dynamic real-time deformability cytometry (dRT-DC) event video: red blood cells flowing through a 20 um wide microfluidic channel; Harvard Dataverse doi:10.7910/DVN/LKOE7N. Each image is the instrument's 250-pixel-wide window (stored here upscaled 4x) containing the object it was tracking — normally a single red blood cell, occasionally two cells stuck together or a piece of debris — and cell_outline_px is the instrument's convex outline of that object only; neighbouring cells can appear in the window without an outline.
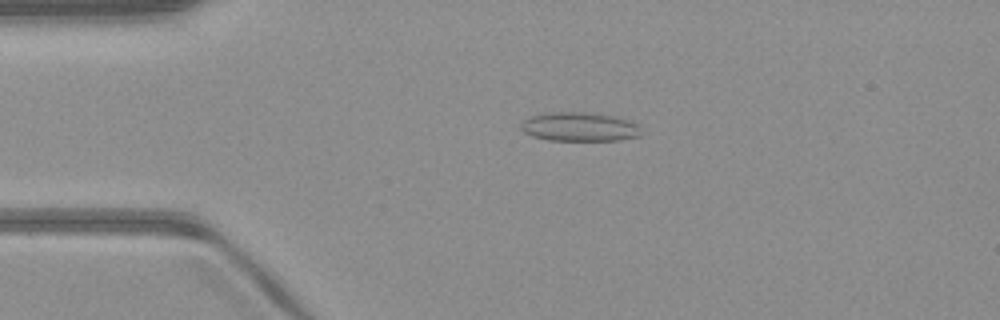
{"species": "common noctule bat (a hibernating species)", "species_latin": "Nyctalus noctula", "temperature_condition": "warm", "stored_images_in_passage": 44, "camera_frame_rate_fps": 3000, "um_per_image_px": 0.085, "animal": {"sex": "male", "body_mass_g": 23.1, "forearm_length_mm": 52.7}, "frame": {"image": 1, "passage_image": 5, "time_ms": 1.333, "image_size_px": [1000, 320], "cell_outline_px": [[644, 132], [640, 136], [620, 140], [548, 140], [532, 136], [524, 132], [520, 128], [520, 124], [528, 116], [544, 112], [588, 112], [616, 116], [628, 120], [636, 124]], "centroid_in_image_um": [49.25, 10.77], "position_along_channel_um": 35.8, "area_um2": 20.63}}
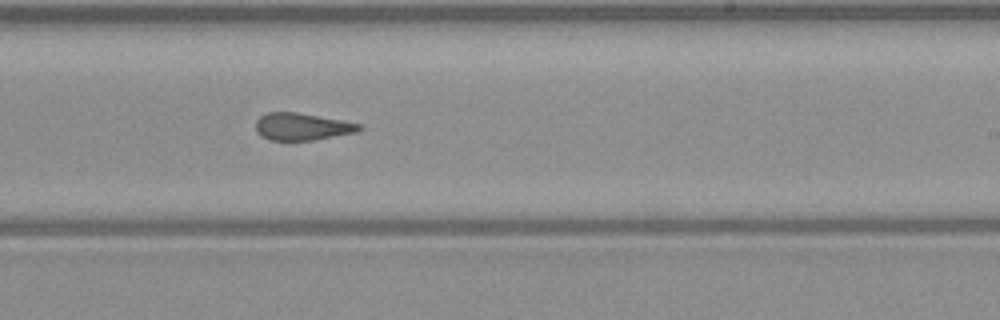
{"frame": {"image": 2, "passage_image": 24, "time_ms": 7.667, "image_size_px": [1000, 320], "cell_outline_px": [[364, 128], [356, 132], [316, 140], [268, 140], [260, 136], [256, 132], [256, 120], [260, 116], [268, 112], [296, 112], [340, 120], [360, 124]], "centroid_in_image_um": [25.64, 10.77], "position_along_channel_um": 263.4, "area_um2": 16.42}}
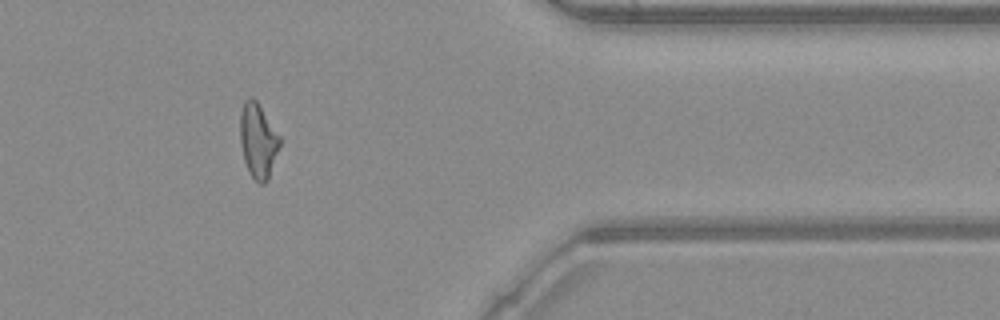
{"frame": {"image": 3, "passage_image": 35, "time_ms": 11.333, "image_size_px": [1000, 320], "cell_outline_px": [[280, 144], [268, 180], [264, 184], [260, 184], [248, 172], [244, 160], [240, 144], [240, 112], [244, 100], [248, 96], [252, 96], [256, 100], [280, 136]], "centroid_in_image_um": [21.91, 11.94], "position_along_channel_um": 389.5, "area_um2": 17.28}, "authors_computed_cell_mechanics": {"area_um2": 17.6001, "velocity_mm_per_s": 4.0961, "shape_relaxation_time_tau1_ms": null, "shape_relaxation_time_tau2_ms": 1.8299, "deformation_change_tau1": null, "deformation_change_tau2": 0.1183}}